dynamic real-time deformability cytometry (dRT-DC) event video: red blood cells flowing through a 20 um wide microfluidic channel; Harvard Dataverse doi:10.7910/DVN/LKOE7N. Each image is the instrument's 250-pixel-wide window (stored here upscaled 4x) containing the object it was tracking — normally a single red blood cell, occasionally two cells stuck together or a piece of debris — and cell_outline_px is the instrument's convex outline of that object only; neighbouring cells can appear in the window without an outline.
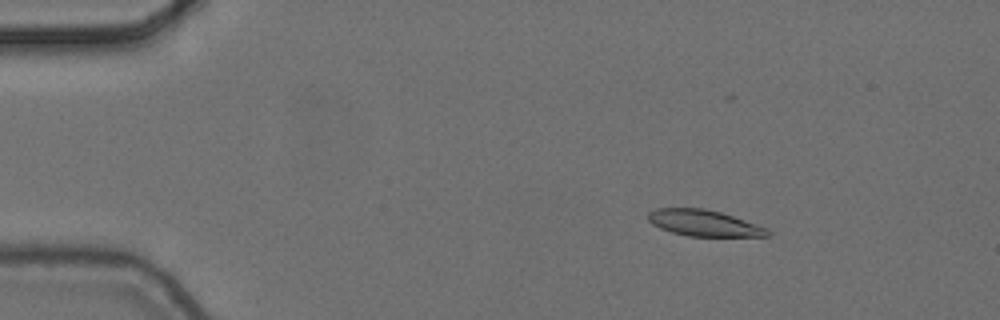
{"species": "common noctule bat (a hibernating species)", "species_latin": "Nyctalus noctula", "temperature_condition": "cold", "stored_images_in_passage": 9, "camera_frame_rate_fps": 3000, "um_per_image_px": 0.085, "animal": {"sex": "female", "body_mass_g": 24.6, "forearm_length_mm": 56.2}, "frame": {"image": 1, "passage_image": 3, "time_ms": 0.667, "image_size_px": [1000, 320], "cell_outline_px": [[772, 236], [688, 236], [672, 232], [660, 228], [652, 224], [648, 220], [648, 212], [656, 208], [704, 208], [720, 212], [768, 228], [772, 232]], "centroid_in_image_um": [59.84, 18.96], "position_along_channel_um": 25.2, "area_um2": 18.21}}